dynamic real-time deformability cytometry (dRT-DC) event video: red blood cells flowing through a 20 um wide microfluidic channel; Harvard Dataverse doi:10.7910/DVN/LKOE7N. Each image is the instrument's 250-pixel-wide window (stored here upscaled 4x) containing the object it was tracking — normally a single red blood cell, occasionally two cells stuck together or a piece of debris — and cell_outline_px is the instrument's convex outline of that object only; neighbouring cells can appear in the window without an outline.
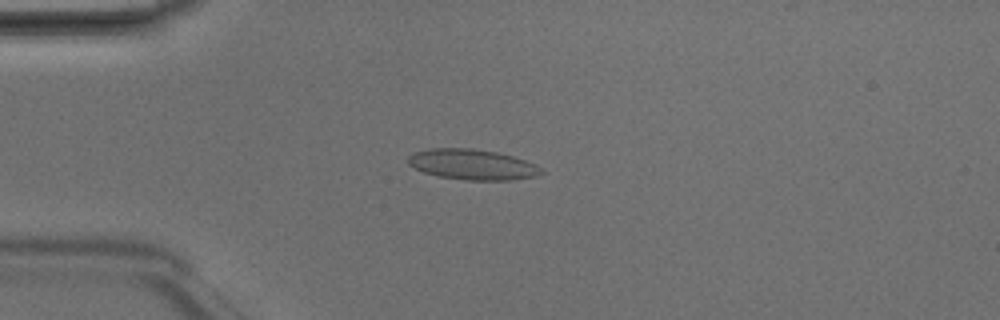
{"species": "Egyptian fruit bat (a non-hibernating species)", "species_latin": "Rousettus aegyptiacus", "temperature_condition": "room temperature", "stored_images_in_passage": 48, "camera_frame_rate_fps": 3000, "um_per_image_px": 0.085, "animal": {"sex": "male"}, "frame": {"image": 1, "passage_image": 12, "time_ms": 3.667, "image_size_px": [1000, 320], "cell_outline_px": [[544, 172], [536, 176], [512, 180], [464, 180], [436, 176], [424, 172], [408, 164], [408, 156], [416, 152], [428, 148], [472, 148], [496, 152], [512, 156], [536, 164], [544, 168]], "centroid_in_image_um": [40.17, 13.99], "position_along_channel_um": 44.8, "area_um2": 23.76}}
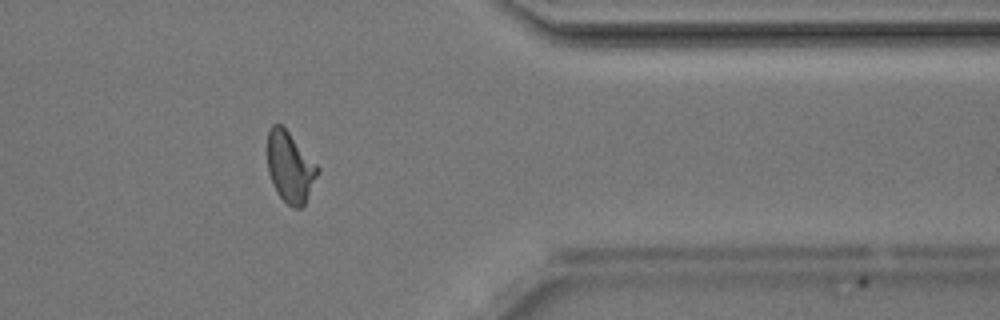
{"frame": {"image": 2, "passage_image": 39, "time_ms": 12.667, "image_size_px": [1000, 320], "cell_outline_px": [[320, 172], [304, 204], [300, 208], [292, 208], [276, 192], [268, 172], [268, 132], [272, 124], [280, 124], [288, 132], [320, 168]], "centroid_in_image_um": [24.66, 14.22], "position_along_channel_um": 386.7, "area_um2": 20.4}}
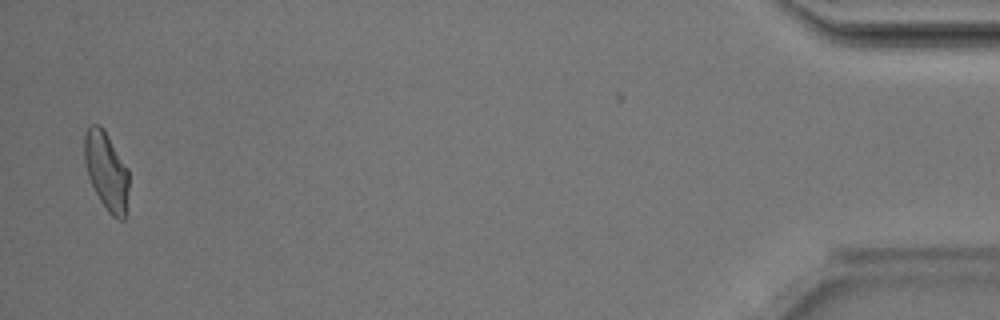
{"frame": {"image": 3, "passage_image": 47, "time_ms": 15.333, "image_size_px": [1000, 320], "cell_outline_px": [[128, 188], [124, 220], [120, 220], [112, 216], [108, 212], [100, 200], [88, 176], [84, 160], [84, 136], [88, 128], [92, 124], [100, 124], [128, 168]], "centroid_in_image_um": [9.03, 14.53], "position_along_channel_um": 426.2, "area_um2": 19.94}, "authors_computed_cell_mechanics": {"area_um2": 20.9814, "velocity_mm_per_s": 4.1963, "shape_relaxation_time_tau1_ms": null, "shape_relaxation_time_tau2_ms": 1.4738, "deformation_change_tau1": null, "deformation_change_tau2": 0.064}}